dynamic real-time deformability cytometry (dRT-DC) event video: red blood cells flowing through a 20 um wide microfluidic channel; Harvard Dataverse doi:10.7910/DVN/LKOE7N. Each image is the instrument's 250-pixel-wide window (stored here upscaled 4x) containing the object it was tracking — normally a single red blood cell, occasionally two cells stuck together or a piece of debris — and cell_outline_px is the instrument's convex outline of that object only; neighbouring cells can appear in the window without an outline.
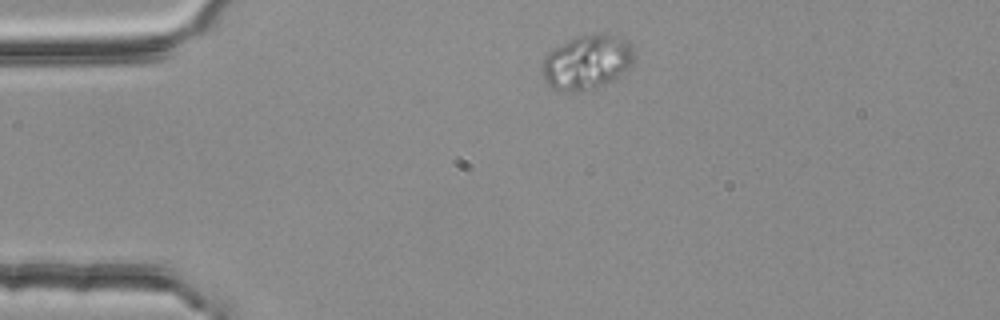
{"species": "common noctule bat (a hibernating species)", "species_latin": "Nyctalus noctula", "temperature_condition": "room temperature", "stored_images_in_passage": 2, "camera_frame_rate_fps": 3000, "um_per_image_px": 0.085, "animal": {"sex": "female", "body_mass_g": 25.1}, "frame": {"image": 1, "passage_image": 1, "time_ms": 0.0, "image_size_px": [1000, 320], "cell_outline_px": [[632, 64], [620, 76], [604, 84], [580, 92], [552, 88], [544, 80], [540, 68], [544, 56], [548, 52], [568, 40], [576, 36], [600, 32], [604, 32], [624, 36], [632, 44]], "centroid_in_image_um": [49.89, 5.24], "position_along_channel_um": 35.1, "area_um2": 29.54}}